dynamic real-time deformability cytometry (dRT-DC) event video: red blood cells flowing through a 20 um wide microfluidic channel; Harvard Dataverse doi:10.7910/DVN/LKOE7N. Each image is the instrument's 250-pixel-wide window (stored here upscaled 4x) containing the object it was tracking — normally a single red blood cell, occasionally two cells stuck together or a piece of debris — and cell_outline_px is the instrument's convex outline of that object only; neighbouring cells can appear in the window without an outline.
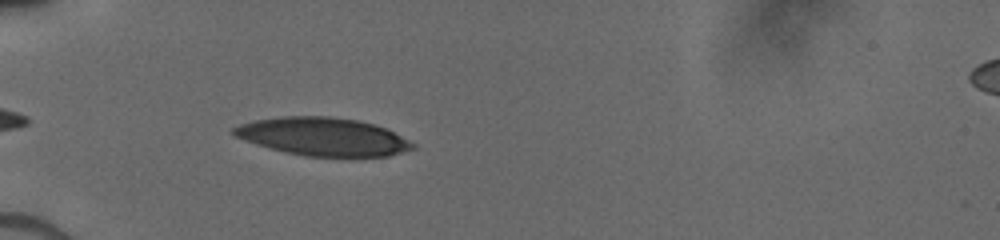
{"species": "human", "species_latin": "Homo sapiens", "temperature_condition": "cold", "stored_images_in_passage": 30, "camera_frame_rate_fps": 3000, "um_per_image_px": 0.085, "donor": {"sex": "male"}, "frame": {"image": 1, "passage_image": 2, "time_ms": 0.667, "image_size_px": [1000, 240], "cell_outline_px": [[416, 148], [388, 156], [352, 160], [304, 156], [284, 152], [268, 148], [244, 140], [236, 136], [232, 132], [232, 128], [240, 124], [256, 120], [280, 116], [328, 116], [356, 120], [376, 124], [416, 144]], "centroid_in_image_um": [27.5, 11.67], "position_along_channel_um": 57.5, "area_um2": 40.75}}
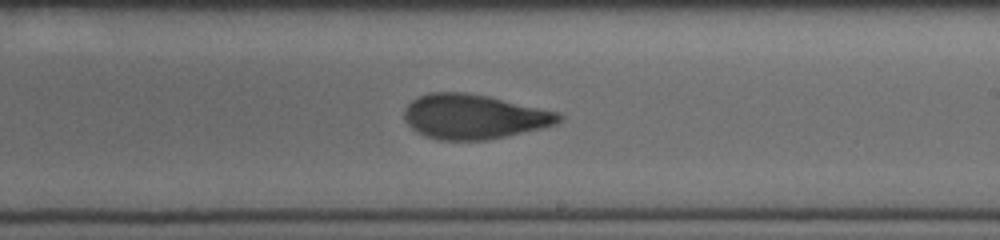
{"frame": {"image": 2, "passage_image": 14, "time_ms": 5.667, "image_size_px": [1000, 240], "cell_outline_px": [[564, 116], [556, 124], [540, 128], [488, 140], [440, 140], [428, 136], [412, 128], [404, 120], [404, 108], [416, 96], [428, 92], [464, 92], [488, 96], [560, 112]], "centroid_in_image_um": [40.27, 9.9], "position_along_channel_um": 248.7, "area_um2": 40.17}}
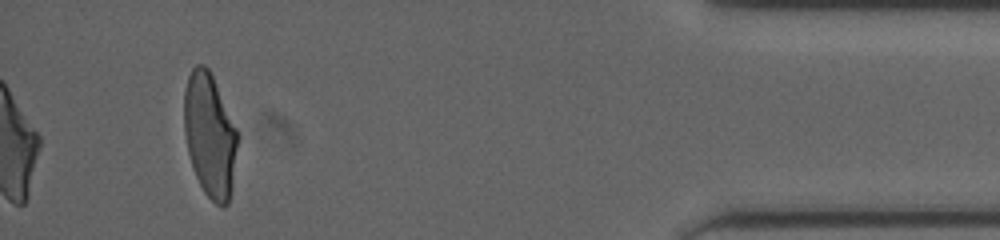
{"frame": {"image": 3, "passage_image": 30, "time_ms": 11.0, "image_size_px": [1000, 240], "cell_outline_px": [[236, 148], [232, 188], [228, 204], [224, 208], [216, 204], [204, 192], [196, 176], [188, 152], [184, 132], [184, 88], [188, 76], [192, 68], [196, 64], [204, 64], [208, 68], [212, 76], [236, 128]], "centroid_in_image_um": [17.8, 11.49], "position_along_channel_um": 417.4, "area_um2": 38.03}}